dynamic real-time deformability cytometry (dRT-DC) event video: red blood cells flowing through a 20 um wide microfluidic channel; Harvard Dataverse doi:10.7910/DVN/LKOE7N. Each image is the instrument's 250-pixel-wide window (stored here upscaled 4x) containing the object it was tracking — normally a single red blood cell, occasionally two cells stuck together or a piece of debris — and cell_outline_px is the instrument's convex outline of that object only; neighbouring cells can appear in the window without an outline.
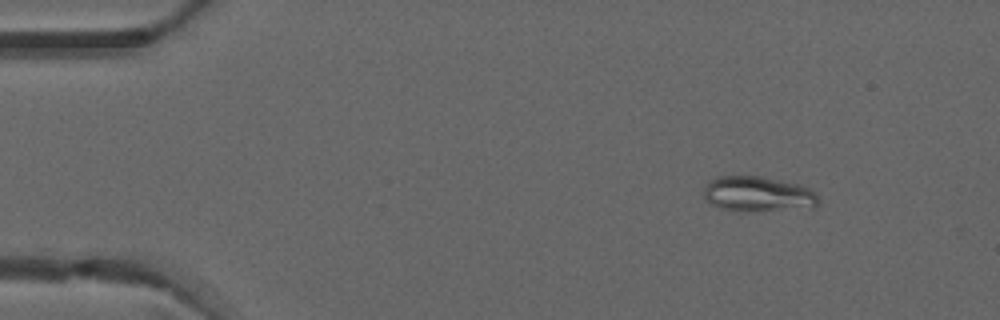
{"species": "common noctule bat (a hibernating species)", "species_latin": "Nyctalus noctula", "temperature_condition": "warm", "stored_images_in_passage": 4, "camera_frame_rate_fps": 3000, "um_per_image_px": 0.085, "animal": {"sex": "male", "forearm_length_mm": 52.5}, "frame": {"image": 1, "passage_image": 2, "time_ms": 0.333, "image_size_px": [1000, 320], "cell_outline_px": [[820, 204], [816, 208], [748, 212], [736, 212], [720, 208], [704, 200], [704, 184], [708, 180], [716, 176], [760, 176], [800, 184], [816, 192], [820, 200]], "centroid_in_image_um": [64.44, 16.52], "position_along_channel_um": 20.6, "area_um2": 24.45}}